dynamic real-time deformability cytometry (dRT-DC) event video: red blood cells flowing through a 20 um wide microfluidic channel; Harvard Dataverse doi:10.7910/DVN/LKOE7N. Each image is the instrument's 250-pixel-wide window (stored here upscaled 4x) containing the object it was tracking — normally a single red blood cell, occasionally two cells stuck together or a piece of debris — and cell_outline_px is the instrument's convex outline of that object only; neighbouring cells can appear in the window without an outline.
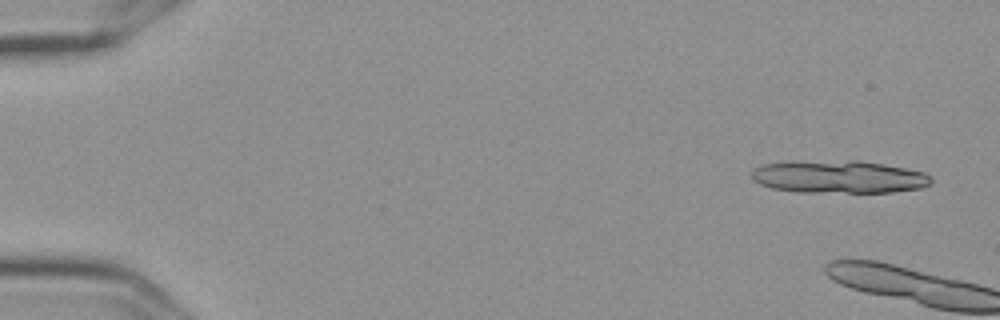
{"species": "Egyptian fruit bat (a non-hibernating species)", "species_latin": "Rousettus aegyptiacus", "temperature_condition": "cold", "stored_images_in_passage": 2, "camera_frame_rate_fps": 3000, "um_per_image_px": 0.085, "frame": {"image": 1, "passage_image": 1, "time_ms": 0.0, "image_size_px": [1000, 320], "cell_outline_px": [[932, 180], [928, 184], [920, 188], [892, 192], [800, 192], [772, 188], [760, 184], [752, 180], [752, 172], [760, 164], [852, 160], [860, 160], [884, 164], [924, 172]], "centroid_in_image_um": [71.31, 15.04], "position_along_channel_um": 13.7, "area_um2": 33.7}}